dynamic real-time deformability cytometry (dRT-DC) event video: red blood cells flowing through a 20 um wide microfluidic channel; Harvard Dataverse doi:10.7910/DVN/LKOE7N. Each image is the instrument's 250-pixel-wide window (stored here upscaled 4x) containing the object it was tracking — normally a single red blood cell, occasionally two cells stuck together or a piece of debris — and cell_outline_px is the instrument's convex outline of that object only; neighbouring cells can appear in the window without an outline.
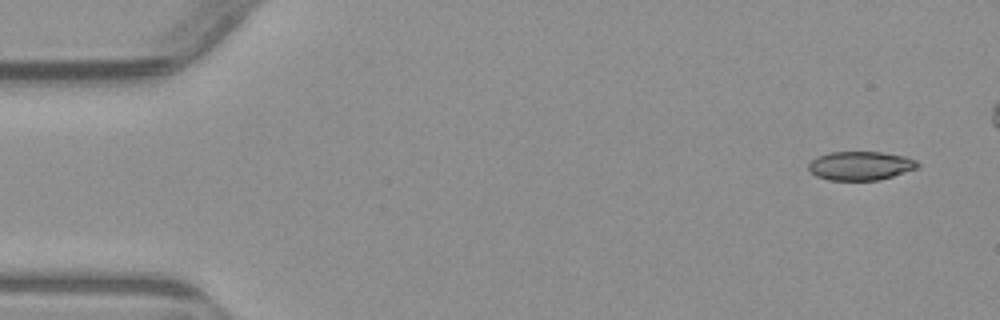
{"species": "common noctule bat (a hibernating species)", "species_latin": "Nyctalus noctula", "temperature_condition": "warm", "stored_images_in_passage": 4, "camera_frame_rate_fps": 3000, "um_per_image_px": 0.085, "animal": {"sex": "male", "body_mass_g": 23.1, "forearm_length_mm": 52.7}, "frame": {"image": 1, "passage_image": 1, "time_ms": 0.0, "image_size_px": [1000, 320], "cell_outline_px": [[920, 168], [880, 180], [828, 180], [816, 176], [808, 168], [808, 164], [816, 156], [828, 152], [884, 152], [908, 156], [916, 160], [920, 164]], "centroid_in_image_um": [73.19, 14.08], "position_along_channel_um": 11.8, "area_um2": 18.67}}